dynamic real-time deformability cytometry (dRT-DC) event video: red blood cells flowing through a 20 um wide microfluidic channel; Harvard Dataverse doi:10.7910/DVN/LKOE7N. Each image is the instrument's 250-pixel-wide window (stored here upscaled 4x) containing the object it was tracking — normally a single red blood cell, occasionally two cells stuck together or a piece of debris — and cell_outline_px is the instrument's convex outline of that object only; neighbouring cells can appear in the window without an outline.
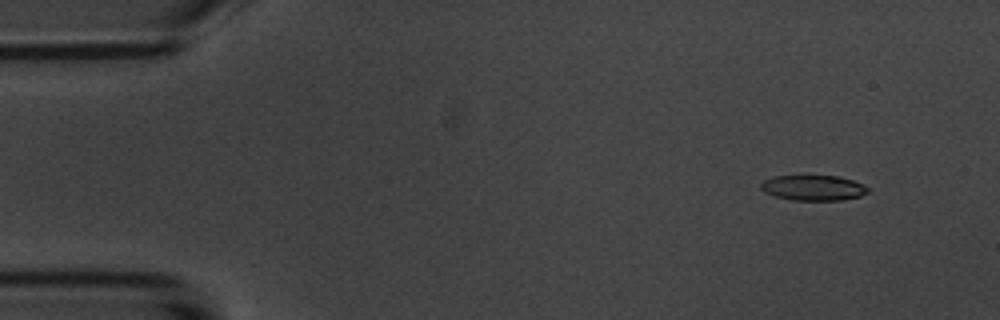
{"species": "common noctule bat (a hibernating species)", "species_latin": "Nyctalus noctula", "temperature_condition": "room temperature", "stored_images_in_passage": 5, "camera_frame_rate_fps": 3000, "um_per_image_px": 0.085, "animal": {"sex": "male", "body_mass_g": 20.1, "forearm_length_mm": 53.5}, "frame": {"image": 1, "passage_image": 2, "time_ms": 1.333, "image_size_px": [1000, 320], "cell_outline_px": [[868, 192], [860, 196], [840, 200], [792, 200], [776, 196], [764, 192], [760, 188], [760, 184], [764, 180], [772, 176], [840, 176], [852, 180], [868, 188]], "centroid_in_image_um": [69.09, 15.96], "position_along_channel_um": 15.9, "area_um2": 15.66}}
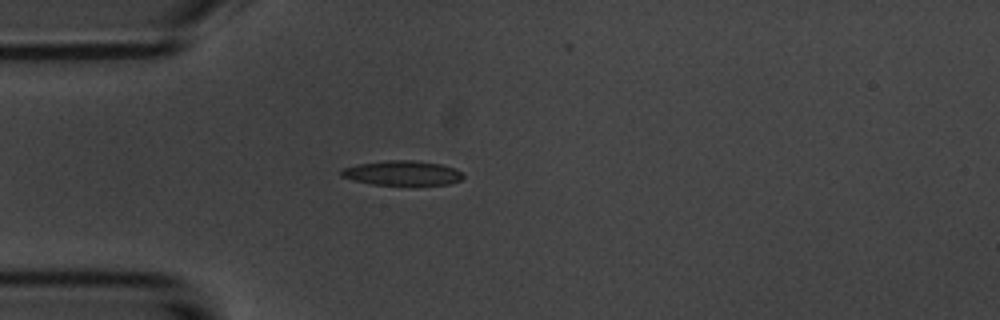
{"frame": {"image": 2, "passage_image": 5, "time_ms": 4.667, "image_size_px": [1000, 320], "cell_outline_px": [[464, 176], [460, 180], [448, 184], [372, 184], [352, 180], [340, 176], [340, 168], [356, 164], [388, 160], [412, 160], [440, 164], [456, 168]], "centroid_in_image_um": [34.13, 14.69], "position_along_channel_um": 50.9, "area_um2": 17.4}}